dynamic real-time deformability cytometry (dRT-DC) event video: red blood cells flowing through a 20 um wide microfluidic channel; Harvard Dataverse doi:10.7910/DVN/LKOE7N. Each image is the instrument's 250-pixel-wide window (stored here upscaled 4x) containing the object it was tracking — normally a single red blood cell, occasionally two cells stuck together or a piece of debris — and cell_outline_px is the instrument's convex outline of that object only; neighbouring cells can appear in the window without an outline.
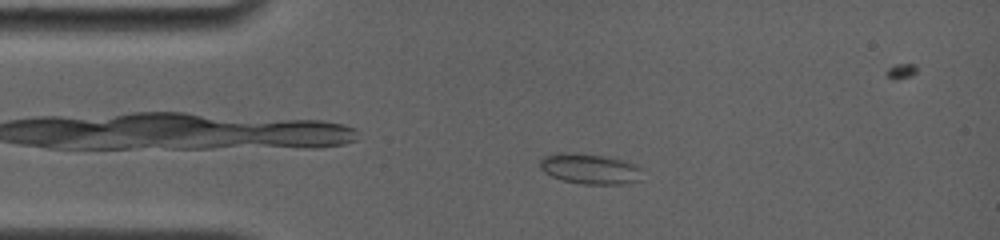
{"species": "common noctule bat (a hibernating species)", "species_latin": "Nyctalus noctula", "temperature_condition": "room temperature", "stored_images_in_passage": 17, "camera_frame_rate_fps": 4000, "um_per_image_px": 0.085, "animal": {"sex": "female", "body_mass_g": 19.0, "forearm_length_mm": 56.7}, "frame": {"image": 1, "passage_image": 10, "time_ms": 3.25, "image_size_px": [1000, 240], "cell_outline_px": [[644, 168], [640, 180], [620, 184], [584, 184], [560, 180], [544, 172], [540, 168], [540, 160], [544, 156], [556, 152], [568, 152], [604, 156], [628, 160]], "centroid_in_image_um": [50.17, 14.34], "position_along_channel_um": 34.8, "area_um2": 18.5}}
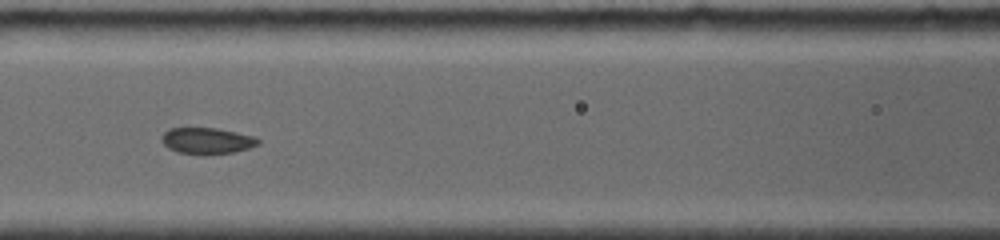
{"frame": {"image": 2, "passage_image": 15, "time_ms": 7.0, "image_size_px": [1000, 240], "cell_outline_px": [[260, 144], [248, 148], [232, 152], [204, 156], [200, 156], [176, 152], [168, 148], [160, 140], [160, 136], [168, 128], [216, 128], [256, 136], [260, 140]], "centroid_in_image_um": [17.56, 11.98], "position_along_channel_um": 149.0, "area_um2": 15.2}}
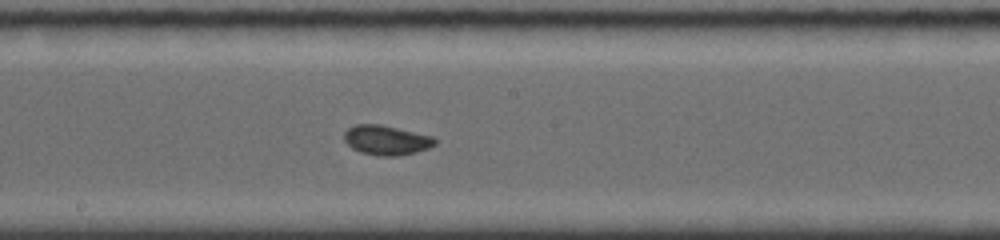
{"frame": {"image": 3, "passage_image": 17, "time_ms": 8.75, "image_size_px": [1000, 240], "cell_outline_px": [[436, 144], [428, 148], [416, 152], [396, 156], [380, 156], [360, 152], [352, 148], [344, 140], [344, 132], [348, 128], [356, 124], [380, 124], [436, 136]], "centroid_in_image_um": [32.87, 11.9], "position_along_channel_um": 215.3, "area_um2": 15.84}}